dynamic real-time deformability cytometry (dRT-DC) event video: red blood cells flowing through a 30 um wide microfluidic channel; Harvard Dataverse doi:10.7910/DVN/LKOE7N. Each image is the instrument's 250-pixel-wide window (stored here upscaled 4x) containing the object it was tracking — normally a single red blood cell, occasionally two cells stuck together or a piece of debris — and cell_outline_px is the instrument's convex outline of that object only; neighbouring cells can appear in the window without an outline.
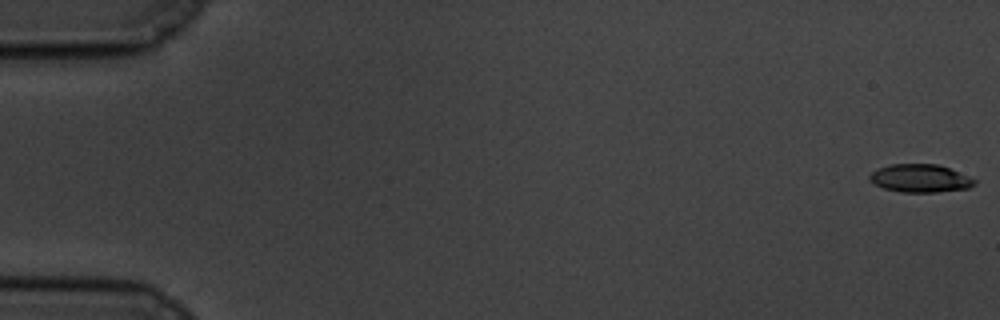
{"species": "common noctule bat (a hibernating species)", "species_latin": "Nyctalus noctula", "temperature_condition": "cold", "stored_images_in_passage": 59, "camera_frame_rate_fps": 3000, "um_per_image_px": 0.085, "animal": {"sex": "male", "body_mass_g": 19.5, "forearm_length_mm": 54.6}, "frame": {"image": 1, "passage_image": 1, "time_ms": 0.0, "image_size_px": [1000, 320], "cell_outline_px": [[976, 184], [968, 188], [936, 192], [900, 192], [884, 188], [868, 180], [868, 176], [876, 168], [892, 164], [936, 164], [948, 168], [968, 176], [976, 180]], "centroid_in_image_um": [78.18, 15.15], "position_along_channel_um": 6.8, "area_um2": 17.05}}
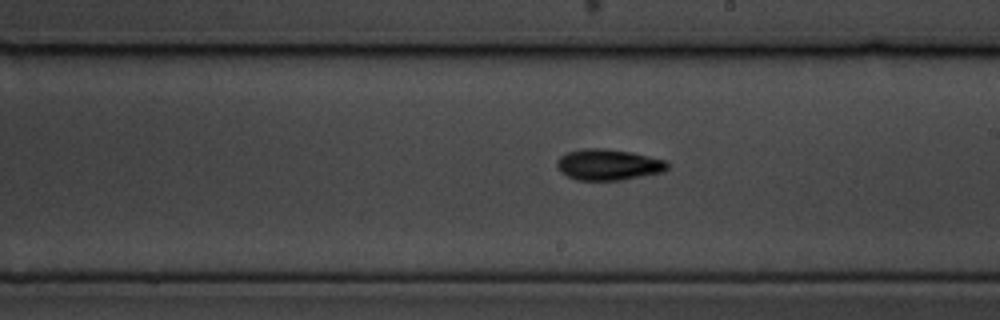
{"frame": {"image": 2, "passage_image": 34, "time_ms": 11.0, "image_size_px": [1000, 320], "cell_outline_px": [[668, 168], [664, 172], [624, 180], [576, 180], [560, 172], [556, 168], [556, 160], [560, 156], [568, 152], [584, 148], [604, 148], [632, 152], [668, 160]], "centroid_in_image_um": [51.72, 14.0], "position_along_channel_um": 237.3, "area_um2": 20.35}}
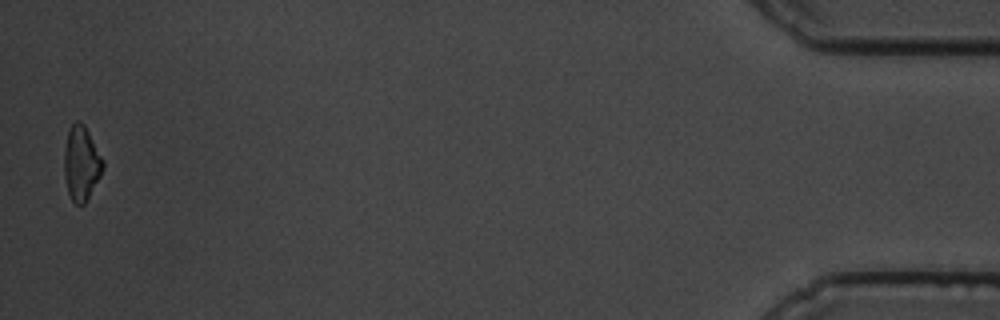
{"frame": {"image": 3, "passage_image": 58, "time_ms": 19.0, "image_size_px": [1000, 320], "cell_outline_px": [[104, 168], [100, 176], [84, 204], [80, 208], [72, 200], [68, 192], [64, 176], [64, 152], [68, 128], [76, 120], [80, 120], [84, 124], [104, 160]], "centroid_in_image_um": [6.91, 13.86], "position_along_channel_um": 428.3, "area_um2": 16.94}, "authors_computed_cell_mechanics": {"area_um2": 18.0336, "velocity_mm_per_s": 3.4747, "shape_relaxation_time_tau1_ms": 4.4511, "shape_relaxation_time_tau2_ms": null, "deformation_change_tau1": 0.1541, "deformation_change_tau2": null}}